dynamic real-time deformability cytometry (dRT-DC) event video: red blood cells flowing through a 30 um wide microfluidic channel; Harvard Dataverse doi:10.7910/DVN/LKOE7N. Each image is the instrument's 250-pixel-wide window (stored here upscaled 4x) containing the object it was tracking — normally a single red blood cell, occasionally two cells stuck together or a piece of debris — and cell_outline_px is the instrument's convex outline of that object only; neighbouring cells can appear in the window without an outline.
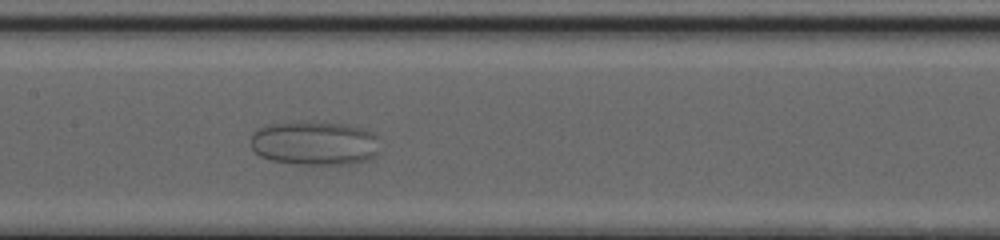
{"species": "common noctule bat (a hibernating species)", "species_latin": "Nyctalus noctula", "temperature_condition": "cold", "stored_images_in_passage": 42, "camera_frame_rate_fps": 3000, "um_per_image_px": 0.085, "animal": {"sex": "female", "body_mass_g": 20.0, "forearm_length_mm": 54.0}, "frame": {"image": 1, "passage_image": 16, "time_ms": 5.0, "image_size_px": [1000, 240], "cell_outline_px": [[380, 136], [376, 156], [364, 160], [344, 164], [296, 164], [272, 160], [260, 156], [252, 148], [252, 132], [256, 128], [264, 124], [292, 120], [312, 120], [344, 124], [360, 128], [372, 132]], "centroid_in_image_um": [26.7, 12.12], "position_along_channel_um": 180.7, "area_um2": 33.93}}